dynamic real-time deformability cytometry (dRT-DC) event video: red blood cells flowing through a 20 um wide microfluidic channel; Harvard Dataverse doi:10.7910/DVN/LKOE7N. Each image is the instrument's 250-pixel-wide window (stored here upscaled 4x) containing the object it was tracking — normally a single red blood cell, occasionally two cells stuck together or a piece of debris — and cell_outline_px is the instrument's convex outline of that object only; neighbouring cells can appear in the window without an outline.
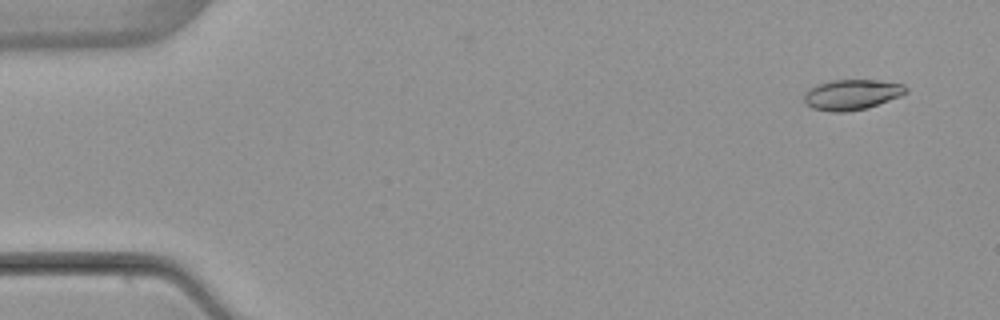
{"species": "common noctule bat (a hibernating species)", "species_latin": "Nyctalus noctula", "temperature_condition": "warm", "stored_images_in_passage": 5, "camera_frame_rate_fps": 3000, "um_per_image_px": 0.085, "animal": {"sex": "female", "body_mass_g": 22.7, "forearm_length_mm": 54.2}, "frame": {"image": 1, "passage_image": 2, "time_ms": 1.0, "image_size_px": [1000, 320], "cell_outline_px": [[908, 92], [900, 96], [868, 108], [848, 112], [832, 112], [812, 108], [804, 104], [804, 92], [808, 88], [816, 84], [832, 80], [880, 80], [904, 84], [908, 88]], "centroid_in_image_um": [72.39, 8.04], "position_along_channel_um": 12.6, "area_um2": 18.38}}
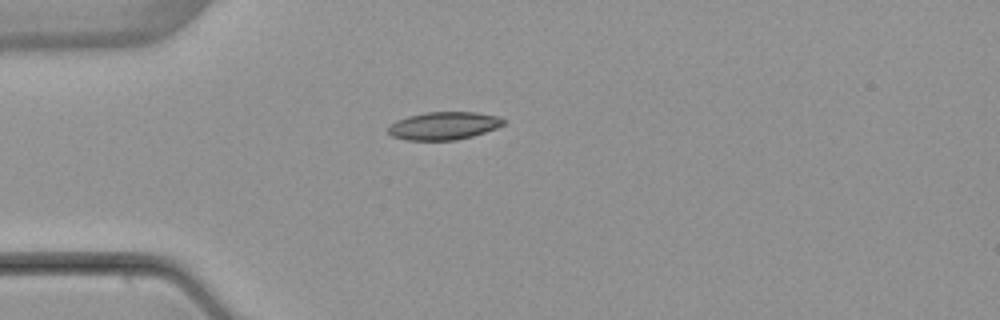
{"frame": {"image": 2, "passage_image": 5, "time_ms": 4.667, "image_size_px": [1000, 320], "cell_outline_px": [[504, 124], [496, 128], [472, 136], [456, 140], [408, 140], [392, 136], [388, 132], [388, 128], [396, 120], [408, 116], [424, 112], [476, 112], [500, 116], [504, 120]], "centroid_in_image_um": [37.73, 10.68], "position_along_channel_um": 47.3, "area_um2": 18.67}}